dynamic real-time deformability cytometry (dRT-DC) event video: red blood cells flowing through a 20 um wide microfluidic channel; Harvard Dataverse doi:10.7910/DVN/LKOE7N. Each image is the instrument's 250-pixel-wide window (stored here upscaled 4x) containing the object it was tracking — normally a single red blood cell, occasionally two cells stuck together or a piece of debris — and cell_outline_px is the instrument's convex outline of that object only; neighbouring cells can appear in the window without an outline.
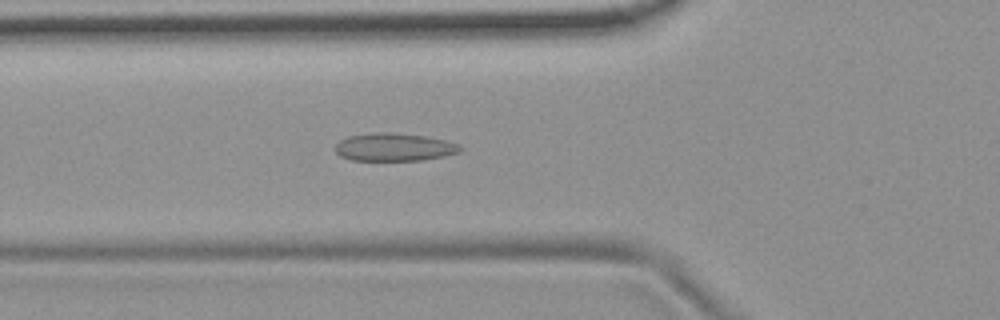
{"species": "common noctule bat (a hibernating species)", "species_latin": "Nyctalus noctula", "temperature_condition": "room temperature", "stored_images_in_passage": 54, "camera_frame_rate_fps": 3000, "um_per_image_px": 0.085, "animal": {"sex": "female", "body_mass_g": 19.9}, "frame": {"image": 1, "passage_image": 19, "time_ms": 6.0, "image_size_px": [1000, 320], "cell_outline_px": [[460, 148], [456, 152], [424, 160], [352, 160], [340, 156], [336, 152], [336, 144], [340, 140], [348, 136], [376, 132], [388, 132], [424, 136], [444, 140], [456, 144]], "centroid_in_image_um": [33.41, 12.5], "position_along_channel_um": 92.4, "area_um2": 19.83}}
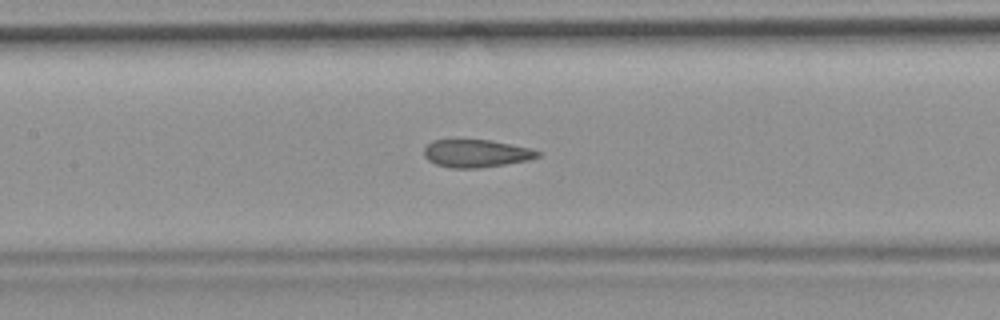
{"frame": {"image": 2, "passage_image": 25, "time_ms": 8.0, "image_size_px": [1000, 320], "cell_outline_px": [[540, 156], [528, 160], [480, 168], [452, 168], [436, 164], [428, 160], [424, 156], [424, 148], [432, 140], [492, 140], [528, 148], [540, 152]], "centroid_in_image_um": [40.45, 13.04], "position_along_channel_um": 167.0, "area_um2": 18.21}}
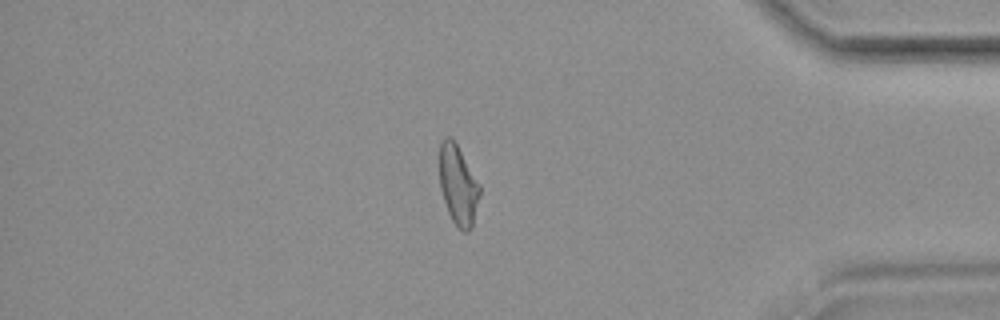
{"frame": {"image": 3, "passage_image": 46, "time_ms": 15.0, "image_size_px": [1000, 320], "cell_outline_px": [[480, 196], [472, 228], [468, 232], [464, 232], [452, 220], [448, 212], [440, 188], [440, 144], [444, 136], [452, 136], [480, 184]], "centroid_in_image_um": [38.95, 15.72], "position_along_channel_um": 396.2, "area_um2": 18.73}, "authors_computed_cell_mechanics": {"area_um2": 19.652, "velocity_mm_per_s": 3.7061, "shape_relaxation_time_tau1_ms": null, "shape_relaxation_time_tau2_ms": 1.6631, "deformation_change_tau1": null, "deformation_change_tau2": 0.0798}}